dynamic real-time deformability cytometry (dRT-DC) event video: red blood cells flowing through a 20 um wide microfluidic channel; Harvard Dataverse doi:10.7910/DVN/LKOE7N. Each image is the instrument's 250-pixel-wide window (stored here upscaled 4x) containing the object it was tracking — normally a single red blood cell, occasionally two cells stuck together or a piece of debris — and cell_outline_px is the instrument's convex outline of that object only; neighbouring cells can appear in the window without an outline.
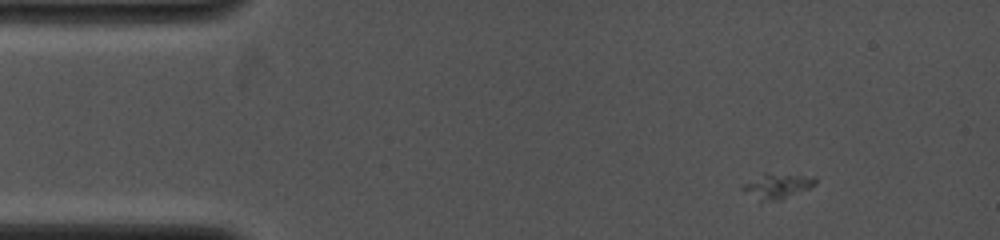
{"species": "common noctule bat (a hibernating species)", "species_latin": "Nyctalus noctula", "temperature_condition": "cold", "stored_images_in_passage": 24, "camera_frame_rate_fps": 4000, "um_per_image_px": 0.085, "animal": {"sex": "female", "body_mass_g": 19.0, "forearm_length_mm": 53.3}, "frame": {"image": 1, "passage_image": 5, "time_ms": 0.75, "image_size_px": [1000, 240], "cell_outline_px": [[816, 184], [808, 188], [780, 200], [760, 204], [744, 192], [740, 188], [744, 184], [764, 172], [768, 172], [816, 176]], "centroid_in_image_um": [66.02, 15.83], "position_along_channel_um": 19.0, "area_um2": 11.16}}